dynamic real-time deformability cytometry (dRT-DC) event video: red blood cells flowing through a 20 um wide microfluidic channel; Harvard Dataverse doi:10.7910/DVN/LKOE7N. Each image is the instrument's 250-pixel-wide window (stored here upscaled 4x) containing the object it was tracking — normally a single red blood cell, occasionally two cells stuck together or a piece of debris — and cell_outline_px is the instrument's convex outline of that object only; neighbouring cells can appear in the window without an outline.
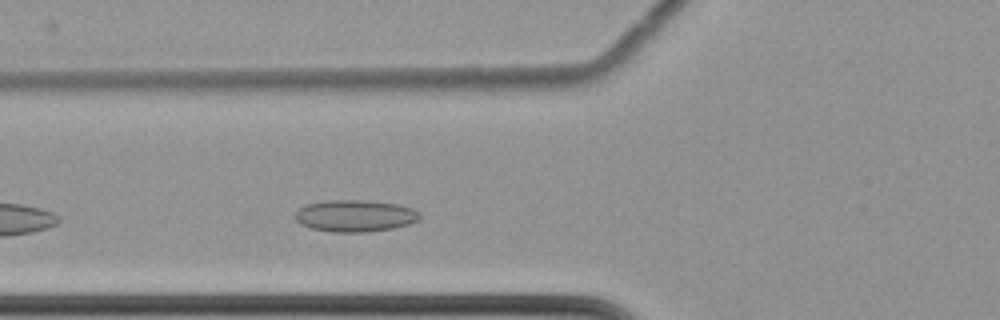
{"species": "common noctule bat (a hibernating species)", "species_latin": "Nyctalus noctula", "temperature_condition": "cold", "stored_images_in_passage": 30, "camera_frame_rate_fps": 3000, "um_per_image_px": 0.085, "animal": {"sex": "female", "body_mass_g": 22.7, "forearm_length_mm": 54.2}, "frame": {"image": 1, "passage_image": 3, "time_ms": 0.667, "image_size_px": [1000, 320], "cell_outline_px": [[420, 220], [408, 224], [392, 228], [364, 232], [332, 232], [312, 228], [300, 224], [296, 220], [296, 212], [304, 204], [328, 200], [364, 200], [400, 204], [412, 208], [420, 212]], "centroid_in_image_um": [30.2, 18.33], "position_along_channel_um": 95.6, "area_um2": 23.18}}
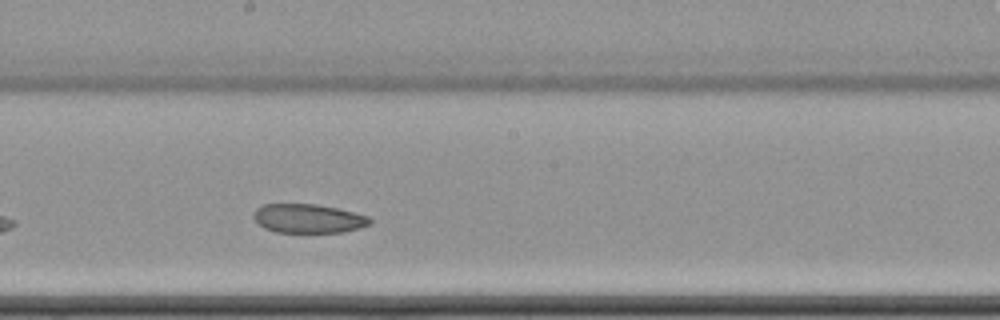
{"frame": {"image": 2, "passage_image": 14, "time_ms": 4.333, "image_size_px": [1000, 320], "cell_outline_px": [[372, 224], [360, 228], [344, 232], [276, 232], [264, 228], [252, 216], [256, 208], [264, 204], [316, 204], [336, 208], [368, 216], [372, 220]], "centroid_in_image_um": [26.21, 18.57], "position_along_channel_um": 222.0, "area_um2": 19.59}}
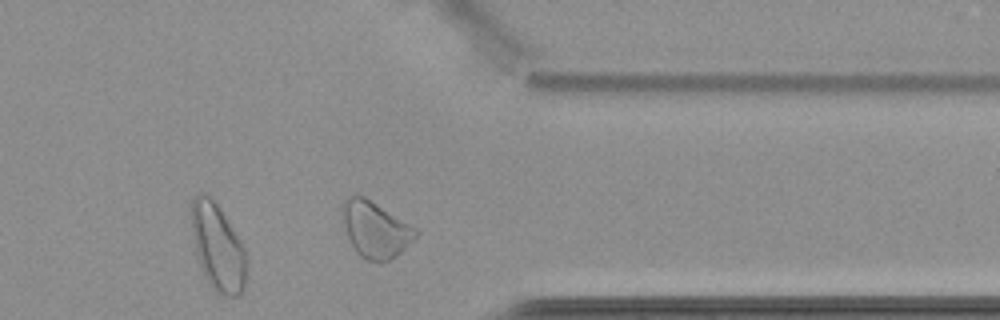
{"frame": {"image": 3, "passage_image": 28, "time_ms": 9.0, "image_size_px": [1000, 320], "cell_outline_px": [[420, 232], [396, 256], [380, 264], [368, 260], [360, 256], [356, 252], [348, 240], [340, 208], [344, 200], [348, 196], [364, 196], [420, 228]], "centroid_in_image_um": [31.92, 19.5], "position_along_channel_um": 379.5, "area_um2": 24.45}}